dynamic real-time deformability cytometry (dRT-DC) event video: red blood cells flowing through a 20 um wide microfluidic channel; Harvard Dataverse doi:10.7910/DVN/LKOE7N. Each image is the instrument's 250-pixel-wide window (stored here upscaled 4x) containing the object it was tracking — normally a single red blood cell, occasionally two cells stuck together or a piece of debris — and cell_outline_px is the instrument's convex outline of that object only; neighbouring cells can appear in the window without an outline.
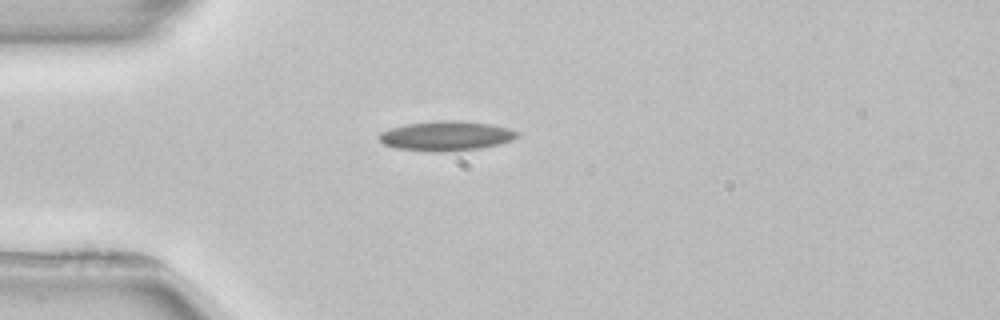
{"species": "common noctule bat (a hibernating species)", "species_latin": "Nyctalus noctula", "temperature_condition": "room temperature", "stored_images_in_passage": 1, "camera_frame_rate_fps": 3000, "um_per_image_px": 0.085, "animal": {"sex": "female", "body_mass_g": 22.7, "forearm_length_mm": 54.2}, "frame": {"image": 1, "passage_image": 1, "time_ms": 0.0, "image_size_px": [1000, 320], "cell_outline_px": [[520, 136], [512, 140], [500, 144], [480, 148], [444, 152], [436, 152], [396, 148], [384, 144], [376, 136], [380, 132], [404, 124], [440, 120], [456, 120], [492, 124], [508, 128], [520, 132]], "centroid_in_image_um": [37.94, 11.55], "position_along_channel_um": 47.1, "area_um2": 24.04}}